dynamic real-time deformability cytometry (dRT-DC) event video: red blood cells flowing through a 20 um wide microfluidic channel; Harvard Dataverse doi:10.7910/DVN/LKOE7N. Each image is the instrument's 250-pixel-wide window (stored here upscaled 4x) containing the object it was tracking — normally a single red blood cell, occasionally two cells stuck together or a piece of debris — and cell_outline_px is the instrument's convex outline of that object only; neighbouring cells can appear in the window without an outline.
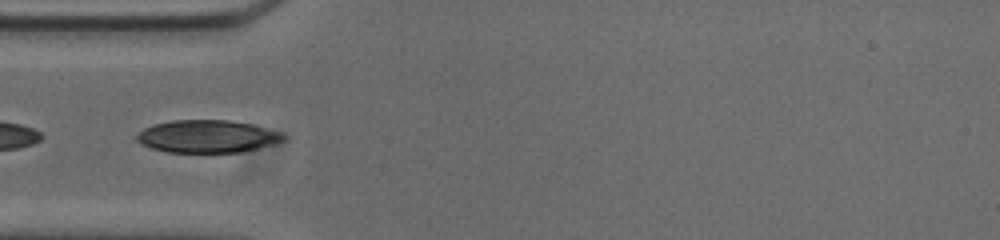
{"species": "common noctule bat (a hibernating species)", "species_latin": "Nyctalus noctula", "temperature_condition": "cold", "stored_images_in_passage": 8, "camera_frame_rate_fps": 3000, "um_per_image_px": 0.085, "animal": {"sex": "male", "body_mass_g": 20.0, "forearm_length_mm": 53.3}, "frame": {"image": 1, "passage_image": 2, "time_ms": 0.333, "image_size_px": [1000, 240], "cell_outline_px": [[284, 140], [272, 144], [240, 152], [168, 152], [152, 148], [136, 140], [136, 136], [144, 128], [156, 124], [172, 120], [228, 120], [252, 124], [280, 132], [284, 136]], "centroid_in_image_um": [17.61, 11.59], "position_along_channel_um": 67.4, "area_um2": 27.46}}
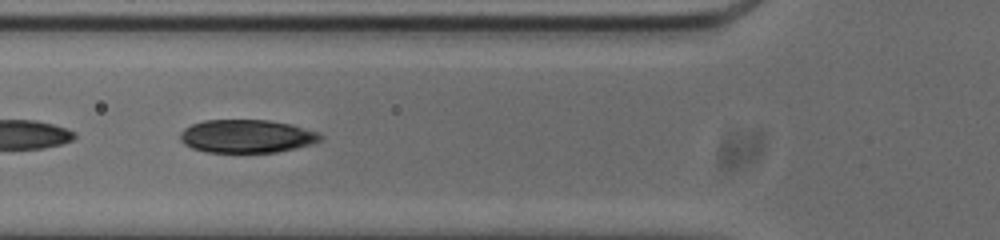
{"frame": {"image": 2, "passage_image": 5, "time_ms": 1.333, "image_size_px": [1000, 240], "cell_outline_px": [[324, 136], [320, 140], [312, 144], [296, 148], [276, 152], [208, 152], [192, 148], [184, 144], [180, 140], [180, 132], [184, 128], [192, 124], [204, 120], [268, 120], [292, 124], [320, 132]], "centroid_in_image_um": [21.0, 11.57], "position_along_channel_um": 104.8, "area_um2": 27.28}}